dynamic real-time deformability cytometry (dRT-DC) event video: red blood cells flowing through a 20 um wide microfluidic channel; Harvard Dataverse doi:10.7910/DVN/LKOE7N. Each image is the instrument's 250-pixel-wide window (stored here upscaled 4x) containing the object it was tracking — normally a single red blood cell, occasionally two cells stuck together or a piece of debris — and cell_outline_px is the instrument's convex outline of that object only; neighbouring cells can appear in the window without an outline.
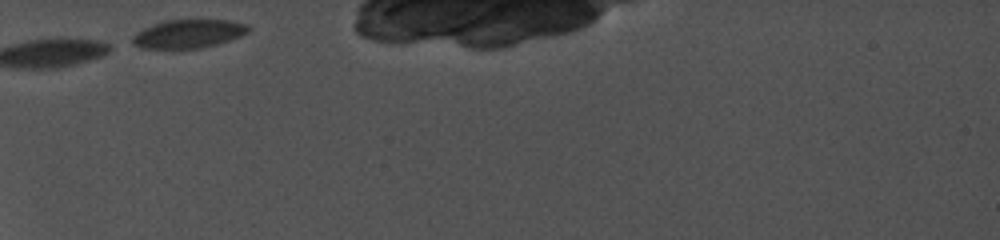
{"species": "common noctule bat (a hibernating species)", "species_latin": "Nyctalus noctula", "temperature_condition": "cold", "stored_images_in_passage": 7, "camera_frame_rate_fps": 5000, "um_per_image_px": 0.085, "animal": {"sex": "female", "body_mass_g": 19.0, "forearm_length_mm": 56.7}, "frame": {"image": 1, "passage_image": 1, "time_ms": 0.0, "image_size_px": [1000, 240], "cell_outline_px": [[252, 28], [248, 32], [240, 36], [216, 44], [200, 48], [140, 48], [132, 44], [132, 36], [136, 32], [152, 24], [164, 20], [228, 20], [248, 24]], "centroid_in_image_um": [16.0, 2.86], "position_along_channel_um": 69.0, "area_um2": 19.25}}